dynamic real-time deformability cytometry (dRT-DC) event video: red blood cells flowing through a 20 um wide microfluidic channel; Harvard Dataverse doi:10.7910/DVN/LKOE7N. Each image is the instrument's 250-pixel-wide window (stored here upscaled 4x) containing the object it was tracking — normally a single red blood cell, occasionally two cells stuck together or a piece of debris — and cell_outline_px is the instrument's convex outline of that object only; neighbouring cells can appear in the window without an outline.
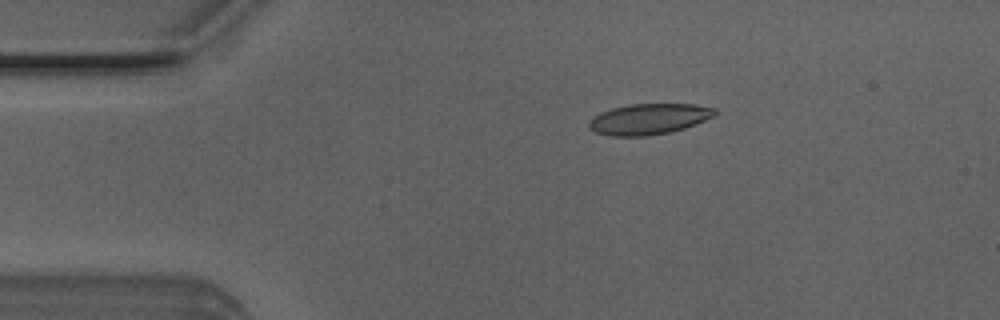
{"species": "Egyptian fruit bat (a non-hibernating species)", "species_latin": "Rousettus aegyptiacus", "temperature_condition": "room temperature", "stored_images_in_passage": 42, "camera_frame_rate_fps": 3000, "um_per_image_px": 0.085, "animal": {"sex": "male"}, "frame": {"image": 1, "passage_image": 1, "time_ms": 0.0, "image_size_px": [1000, 320], "cell_outline_px": [[716, 116], [696, 124], [672, 132], [648, 136], [608, 136], [596, 132], [588, 128], [588, 124], [600, 112], [612, 108], [628, 104], [696, 104], [716, 108]], "centroid_in_image_um": [55.19, 10.12], "position_along_channel_um": 29.8, "area_um2": 22.77}}
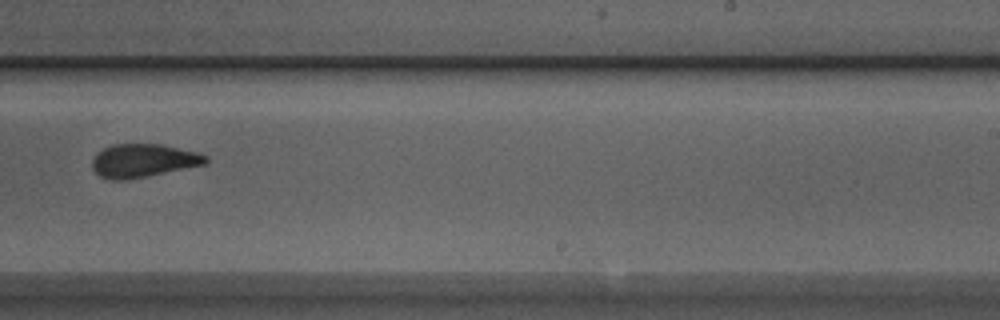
{"frame": {"image": 2, "passage_image": 23, "time_ms": 7.333, "image_size_px": [1000, 320], "cell_outline_px": [[208, 160], [204, 164], [148, 176], [124, 180], [112, 180], [100, 176], [92, 168], [92, 160], [104, 148], [112, 144], [160, 144], [196, 152], [208, 156]], "centroid_in_image_um": [12.16, 13.65], "position_along_channel_um": 276.8, "area_um2": 21.73}}
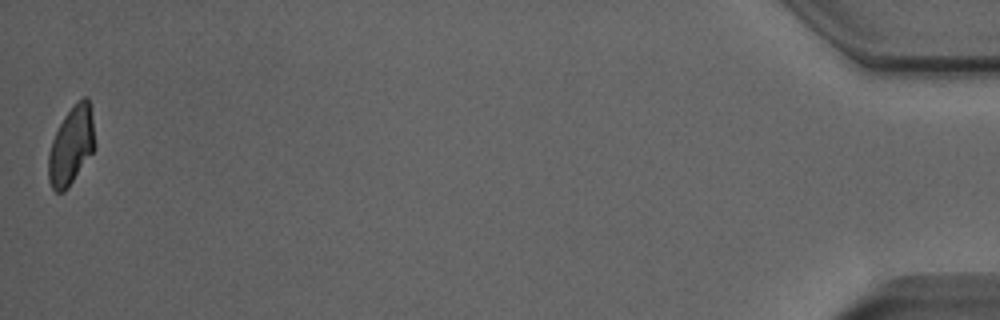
{"frame": {"image": 3, "passage_image": 42, "time_ms": 13.667, "image_size_px": [1000, 320], "cell_outline_px": [[96, 148], [68, 188], [64, 192], [56, 192], [52, 188], [48, 180], [48, 152], [52, 140], [64, 116], [84, 96], [88, 96], [92, 116]], "centroid_in_image_um": [6.06, 12.42], "position_along_channel_um": 429.1, "area_um2": 21.1}, "authors_computed_cell_mechanics": {"area_um2": 22.4553, "velocity_mm_per_s": 4.029, "shape_relaxation_time_tau1_ms": null, "shape_relaxation_time_tau2_ms": 1.8627, "deformation_change_tau1": null, "deformation_change_tau2": 0.078}}